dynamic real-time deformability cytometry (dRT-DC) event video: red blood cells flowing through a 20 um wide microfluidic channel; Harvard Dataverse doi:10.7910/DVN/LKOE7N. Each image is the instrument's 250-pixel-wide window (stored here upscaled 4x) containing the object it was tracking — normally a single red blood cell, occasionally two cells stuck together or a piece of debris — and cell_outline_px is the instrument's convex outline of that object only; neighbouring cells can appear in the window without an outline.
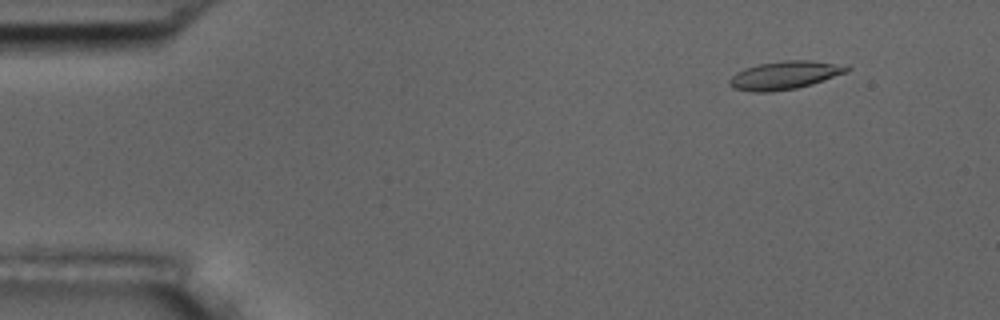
{"species": "common noctule bat (a hibernating species)", "species_latin": "Nyctalus noctula", "temperature_condition": "room temperature", "stored_images_in_passage": 6, "camera_frame_rate_fps": 3000, "um_per_image_px": 0.085, "animal": {"sex": "male", "body_mass_g": 17.5, "forearm_length_mm": 52.3}, "frame": {"image": 1, "passage_image": 2, "time_ms": 1.0, "image_size_px": [1000, 320], "cell_outline_px": [[852, 68], [848, 72], [812, 84], [796, 88], [772, 92], [752, 92], [732, 88], [728, 84], [728, 80], [736, 72], [744, 68], [760, 64], [784, 60], [812, 60], [848, 64]], "centroid_in_image_um": [66.74, 6.38], "position_along_channel_um": 18.3, "area_um2": 19.65}}
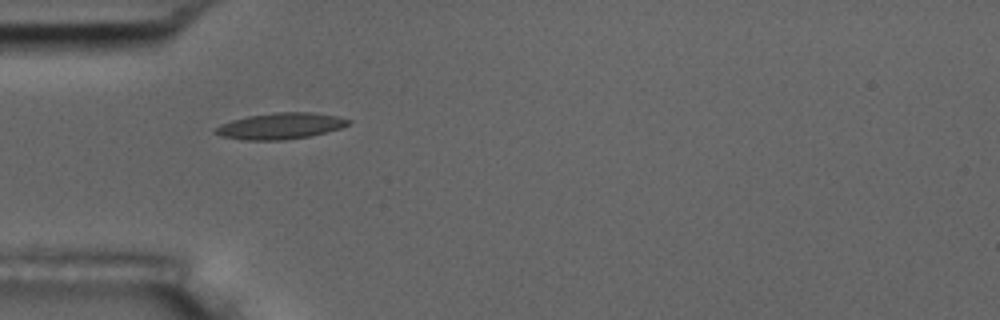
{"frame": {"image": 2, "passage_image": 5, "time_ms": 4.667, "image_size_px": [1000, 320], "cell_outline_px": [[352, 120], [348, 124], [340, 128], [308, 136], [284, 140], [244, 140], [220, 136], [212, 132], [220, 124], [232, 120], [248, 116], [276, 112], [312, 112], [336, 116]], "centroid_in_image_um": [23.79, 10.71], "position_along_channel_um": 61.2, "area_um2": 20.17}}